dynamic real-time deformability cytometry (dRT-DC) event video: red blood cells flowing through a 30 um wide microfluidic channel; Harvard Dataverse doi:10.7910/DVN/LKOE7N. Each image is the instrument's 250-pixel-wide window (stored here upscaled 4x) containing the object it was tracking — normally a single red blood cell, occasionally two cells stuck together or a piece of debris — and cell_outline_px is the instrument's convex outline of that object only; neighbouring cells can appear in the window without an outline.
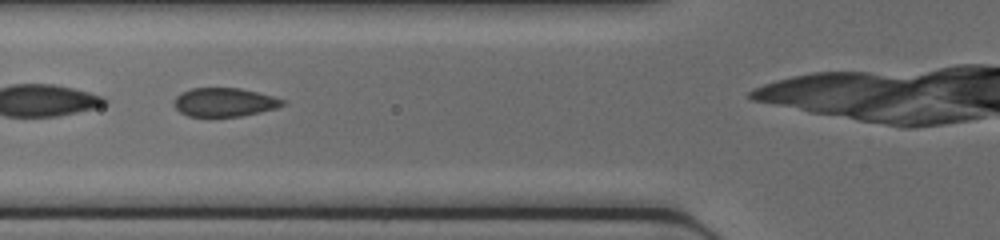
{"species": "common noctule bat (a hibernating species)", "species_latin": "Nyctalus noctula", "temperature_condition": "cold", "stored_images_in_passage": 24, "camera_frame_rate_fps": 3000, "um_per_image_px": 0.085, "animal": {"sex": "female", "body_mass_g": 17.0, "forearm_length_mm": 48.0}, "frame": {"image": 1, "passage_image": 4, "time_ms": 1.0, "image_size_px": [1000, 240], "cell_outline_px": [[284, 104], [276, 108], [260, 112], [240, 116], [188, 116], [180, 112], [172, 104], [176, 96], [192, 88], [240, 88], [272, 96], [284, 100]], "centroid_in_image_um": [19.05, 8.69], "position_along_channel_um": 106.8, "area_um2": 17.92}}